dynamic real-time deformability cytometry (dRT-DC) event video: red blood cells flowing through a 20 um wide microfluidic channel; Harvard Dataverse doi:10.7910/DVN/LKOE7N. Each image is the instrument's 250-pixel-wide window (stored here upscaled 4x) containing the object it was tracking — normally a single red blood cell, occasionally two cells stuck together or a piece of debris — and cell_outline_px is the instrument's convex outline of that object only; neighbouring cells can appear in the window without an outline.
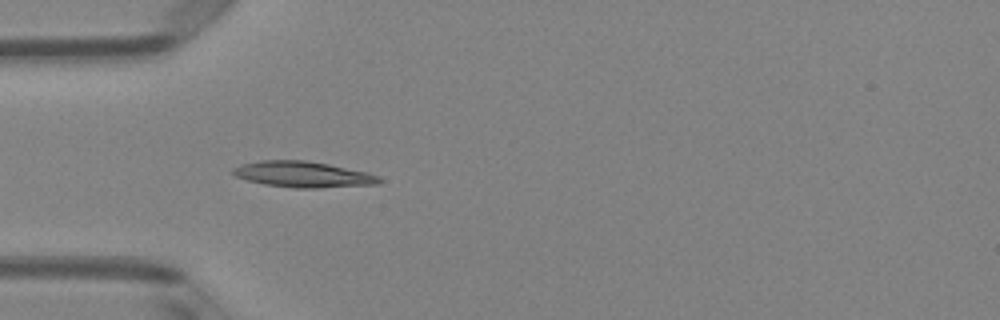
{"species": "Egyptian fruit bat (a non-hibernating species)", "species_latin": "Rousettus aegyptiacus", "temperature_condition": "room temperature", "stored_images_in_passage": 39, "camera_frame_rate_fps": 3000, "um_per_image_px": 0.085, "animal": {"sex": "female"}, "frame": {"image": 1, "passage_image": 4, "time_ms": 1.0, "image_size_px": [1000, 320], "cell_outline_px": [[384, 180], [376, 184], [316, 188], [296, 188], [264, 184], [248, 180], [236, 176], [232, 172], [232, 168], [240, 164], [260, 160], [304, 160], [328, 164], [368, 172], [380, 176]], "centroid_in_image_um": [25.77, 14.81], "position_along_channel_um": 59.2, "area_um2": 22.08}}
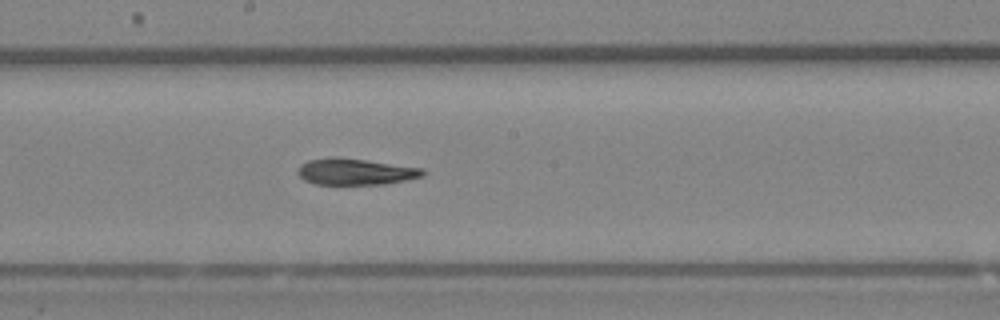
{"frame": {"image": 2, "passage_image": 16, "time_ms": 5.0, "image_size_px": [1000, 320], "cell_outline_px": [[424, 176], [384, 184], [316, 184], [304, 180], [296, 172], [296, 168], [300, 164], [308, 160], [332, 156], [336, 156], [424, 168]], "centroid_in_image_um": [30.16, 14.58], "position_along_channel_um": 218.0, "area_um2": 19.31}}
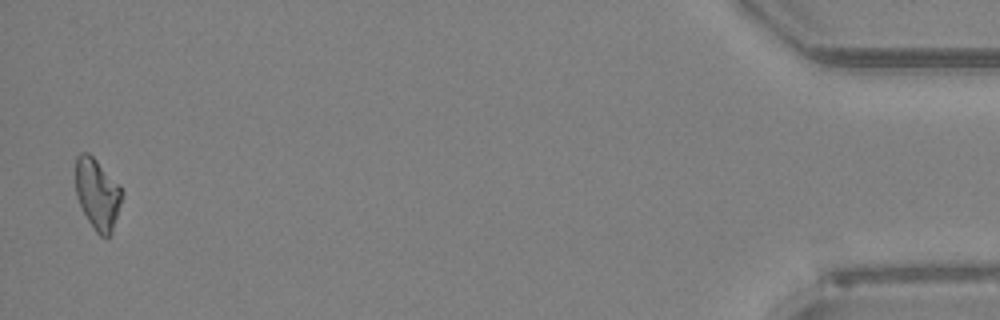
{"frame": {"image": 3, "passage_image": 38, "time_ms": 12.333, "image_size_px": [1000, 320], "cell_outline_px": [[124, 192], [112, 232], [108, 236], [100, 236], [96, 232], [88, 220], [76, 196], [76, 156], [80, 152], [88, 152], [120, 184]], "centroid_in_image_um": [8.29, 16.47], "position_along_channel_um": 426.9, "area_um2": 19.13}, "authors_computed_cell_mechanics": {"area_um2": 19.5942, "velocity_mm_per_s": 4.0627, "shape_relaxation_time_tau1_ms": 4.645, "shape_relaxation_time_tau2_ms": 7.3159, "deformation_change_tau1": 0.1323, "deformation_change_tau2": 0.1675}}